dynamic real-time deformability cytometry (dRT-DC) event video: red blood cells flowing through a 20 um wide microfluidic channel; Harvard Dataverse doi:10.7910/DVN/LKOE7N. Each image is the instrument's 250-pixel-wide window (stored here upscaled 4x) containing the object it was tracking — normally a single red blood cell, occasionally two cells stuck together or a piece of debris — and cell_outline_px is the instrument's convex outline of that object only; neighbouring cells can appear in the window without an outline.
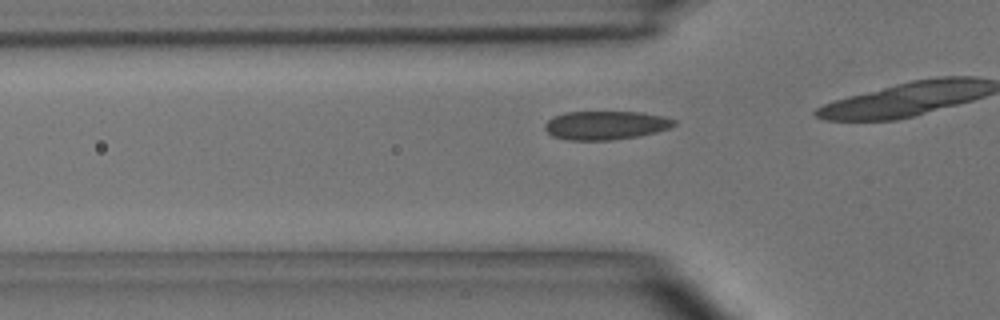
{"species": "common noctule bat (a hibernating species)", "species_latin": "Nyctalus noctula", "temperature_condition": "room temperature", "stored_images_in_passage": 8, "camera_frame_rate_fps": 3000, "um_per_image_px": 0.085, "animal": {"sex": "male", "body_mass_g": 15.6}, "frame": {"image": 1, "passage_image": 3, "time_ms": 0.667, "image_size_px": [1000, 320], "cell_outline_px": [[676, 124], [668, 128], [656, 132], [640, 136], [612, 140], [568, 140], [552, 136], [544, 128], [544, 124], [552, 116], [568, 112], [640, 112], [664, 116], [676, 120]], "centroid_in_image_um": [51.47, 10.65], "position_along_channel_um": 74.3, "area_um2": 21.68}}